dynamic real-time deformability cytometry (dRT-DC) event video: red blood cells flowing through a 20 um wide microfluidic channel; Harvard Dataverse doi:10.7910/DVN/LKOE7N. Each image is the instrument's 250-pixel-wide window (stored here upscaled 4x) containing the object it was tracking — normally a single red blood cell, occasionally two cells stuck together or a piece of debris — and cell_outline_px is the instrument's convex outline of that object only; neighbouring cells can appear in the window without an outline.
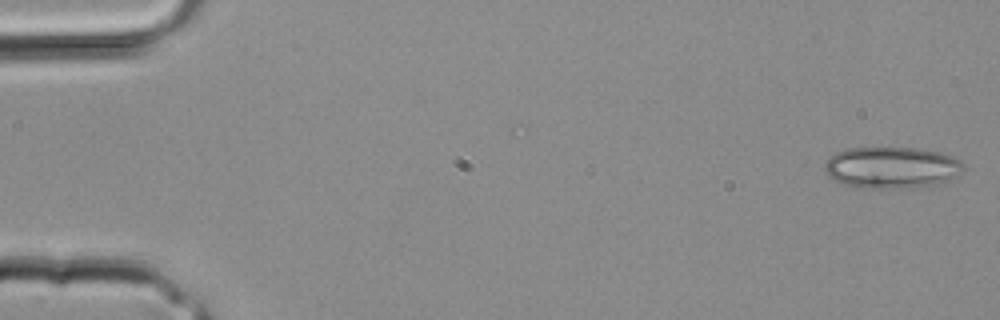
{"species": "common noctule bat (a hibernating species)", "species_latin": "Nyctalus noctula", "temperature_condition": "room temperature", "stored_images_in_passage": 8, "camera_frame_rate_fps": 3000, "um_per_image_px": 0.085, "animal": {"sex": "male", "body_mass_g": 20.4}, "frame": {"image": 1, "passage_image": 1, "time_ms": 0.0, "image_size_px": [1000, 320], "cell_outline_px": [[964, 168], [944, 180], [936, 184], [912, 188], [872, 188], [844, 184], [828, 176], [824, 168], [824, 164], [836, 152], [844, 148], [920, 148], [940, 152], [952, 156], [960, 160], [964, 164]], "centroid_in_image_um": [75.76, 14.22], "position_along_channel_um": 9.2, "area_um2": 33.18}}